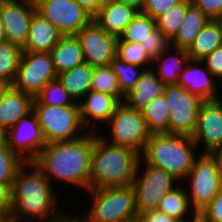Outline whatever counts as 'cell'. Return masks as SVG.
<instances>
[{
  "label": "cell",
  "instance_id": "6da1fadb",
  "mask_svg": "<svg viewBox=\"0 0 222 222\" xmlns=\"http://www.w3.org/2000/svg\"><path fill=\"white\" fill-rule=\"evenodd\" d=\"M94 142L95 132L88 131L73 141L46 144L33 162L52 184L56 179L87 192Z\"/></svg>",
  "mask_w": 222,
  "mask_h": 222
},
{
  "label": "cell",
  "instance_id": "7a4b0ae2",
  "mask_svg": "<svg viewBox=\"0 0 222 222\" xmlns=\"http://www.w3.org/2000/svg\"><path fill=\"white\" fill-rule=\"evenodd\" d=\"M52 186L34 162H25L12 185L14 222H53L65 215L59 211V198Z\"/></svg>",
  "mask_w": 222,
  "mask_h": 222
},
{
  "label": "cell",
  "instance_id": "3957f363",
  "mask_svg": "<svg viewBox=\"0 0 222 222\" xmlns=\"http://www.w3.org/2000/svg\"><path fill=\"white\" fill-rule=\"evenodd\" d=\"M140 153L126 146L114 145L95 133L90 168V189L131 185Z\"/></svg>",
  "mask_w": 222,
  "mask_h": 222
},
{
  "label": "cell",
  "instance_id": "277c9868",
  "mask_svg": "<svg viewBox=\"0 0 222 222\" xmlns=\"http://www.w3.org/2000/svg\"><path fill=\"white\" fill-rule=\"evenodd\" d=\"M197 150L191 136L151 134L140 157L152 166L165 169L182 182L193 167Z\"/></svg>",
  "mask_w": 222,
  "mask_h": 222
},
{
  "label": "cell",
  "instance_id": "5b68a950",
  "mask_svg": "<svg viewBox=\"0 0 222 222\" xmlns=\"http://www.w3.org/2000/svg\"><path fill=\"white\" fill-rule=\"evenodd\" d=\"M91 205L80 217L85 222H127L138 218L133 185L89 189ZM82 214V216H81Z\"/></svg>",
  "mask_w": 222,
  "mask_h": 222
},
{
  "label": "cell",
  "instance_id": "8992f818",
  "mask_svg": "<svg viewBox=\"0 0 222 222\" xmlns=\"http://www.w3.org/2000/svg\"><path fill=\"white\" fill-rule=\"evenodd\" d=\"M195 158L193 167L183 182L191 208L199 214L222 189V174L216 158L210 153H202Z\"/></svg>",
  "mask_w": 222,
  "mask_h": 222
},
{
  "label": "cell",
  "instance_id": "52a82bcc",
  "mask_svg": "<svg viewBox=\"0 0 222 222\" xmlns=\"http://www.w3.org/2000/svg\"><path fill=\"white\" fill-rule=\"evenodd\" d=\"M46 144L79 139L87 132L79 106L33 105Z\"/></svg>",
  "mask_w": 222,
  "mask_h": 222
},
{
  "label": "cell",
  "instance_id": "ba28073f",
  "mask_svg": "<svg viewBox=\"0 0 222 222\" xmlns=\"http://www.w3.org/2000/svg\"><path fill=\"white\" fill-rule=\"evenodd\" d=\"M140 168H143L144 172H141ZM179 183L181 182L171 173L148 164L140 157L132 182L138 215L146 211L157 210L164 195L172 191Z\"/></svg>",
  "mask_w": 222,
  "mask_h": 222
},
{
  "label": "cell",
  "instance_id": "9c48e42d",
  "mask_svg": "<svg viewBox=\"0 0 222 222\" xmlns=\"http://www.w3.org/2000/svg\"><path fill=\"white\" fill-rule=\"evenodd\" d=\"M107 126L111 131L108 137H112L109 139L106 135H100L104 140L114 145L129 147L140 154L151 136L142 111L131 109L123 102L109 119Z\"/></svg>",
  "mask_w": 222,
  "mask_h": 222
},
{
  "label": "cell",
  "instance_id": "30bf717a",
  "mask_svg": "<svg viewBox=\"0 0 222 222\" xmlns=\"http://www.w3.org/2000/svg\"><path fill=\"white\" fill-rule=\"evenodd\" d=\"M57 79L51 53L22 51L12 87L34 99L50 81Z\"/></svg>",
  "mask_w": 222,
  "mask_h": 222
},
{
  "label": "cell",
  "instance_id": "8fae6325",
  "mask_svg": "<svg viewBox=\"0 0 222 222\" xmlns=\"http://www.w3.org/2000/svg\"><path fill=\"white\" fill-rule=\"evenodd\" d=\"M163 95L170 111L169 134L192 136L203 100L177 84L166 85Z\"/></svg>",
  "mask_w": 222,
  "mask_h": 222
},
{
  "label": "cell",
  "instance_id": "7c38bea8",
  "mask_svg": "<svg viewBox=\"0 0 222 222\" xmlns=\"http://www.w3.org/2000/svg\"><path fill=\"white\" fill-rule=\"evenodd\" d=\"M36 12L63 35H76L93 21V16L74 0H34Z\"/></svg>",
  "mask_w": 222,
  "mask_h": 222
},
{
  "label": "cell",
  "instance_id": "4fadbf2b",
  "mask_svg": "<svg viewBox=\"0 0 222 222\" xmlns=\"http://www.w3.org/2000/svg\"><path fill=\"white\" fill-rule=\"evenodd\" d=\"M4 141L25 162H33L46 146L41 127L33 111L19 119L4 134Z\"/></svg>",
  "mask_w": 222,
  "mask_h": 222
},
{
  "label": "cell",
  "instance_id": "5bb4252c",
  "mask_svg": "<svg viewBox=\"0 0 222 222\" xmlns=\"http://www.w3.org/2000/svg\"><path fill=\"white\" fill-rule=\"evenodd\" d=\"M85 63L90 66H108L116 57L118 37L109 34L94 20L76 35Z\"/></svg>",
  "mask_w": 222,
  "mask_h": 222
},
{
  "label": "cell",
  "instance_id": "9a60e30c",
  "mask_svg": "<svg viewBox=\"0 0 222 222\" xmlns=\"http://www.w3.org/2000/svg\"><path fill=\"white\" fill-rule=\"evenodd\" d=\"M35 12L34 0H0V15L6 41L23 48L28 40L30 23Z\"/></svg>",
  "mask_w": 222,
  "mask_h": 222
},
{
  "label": "cell",
  "instance_id": "2e32d148",
  "mask_svg": "<svg viewBox=\"0 0 222 222\" xmlns=\"http://www.w3.org/2000/svg\"><path fill=\"white\" fill-rule=\"evenodd\" d=\"M191 138L203 153L212 154L222 147V100L203 101L198 110L195 131ZM204 143V144H203ZM199 145V146H198Z\"/></svg>",
  "mask_w": 222,
  "mask_h": 222
},
{
  "label": "cell",
  "instance_id": "e0dca14e",
  "mask_svg": "<svg viewBox=\"0 0 222 222\" xmlns=\"http://www.w3.org/2000/svg\"><path fill=\"white\" fill-rule=\"evenodd\" d=\"M120 104L121 102L115 96L90 90L78 101L82 125L86 131L97 133L99 128L97 123L106 125Z\"/></svg>",
  "mask_w": 222,
  "mask_h": 222
},
{
  "label": "cell",
  "instance_id": "ac0fdd59",
  "mask_svg": "<svg viewBox=\"0 0 222 222\" xmlns=\"http://www.w3.org/2000/svg\"><path fill=\"white\" fill-rule=\"evenodd\" d=\"M201 60H189L184 70L180 73L177 85H180L191 94L198 96L203 101L220 99L215 82V77L206 68ZM215 79V80H214ZM218 90V91H217Z\"/></svg>",
  "mask_w": 222,
  "mask_h": 222
},
{
  "label": "cell",
  "instance_id": "d6986e66",
  "mask_svg": "<svg viewBox=\"0 0 222 222\" xmlns=\"http://www.w3.org/2000/svg\"><path fill=\"white\" fill-rule=\"evenodd\" d=\"M166 85L157 77L154 68H145L134 88L125 95L129 108L142 111L156 97L163 95Z\"/></svg>",
  "mask_w": 222,
  "mask_h": 222
},
{
  "label": "cell",
  "instance_id": "ffe728a7",
  "mask_svg": "<svg viewBox=\"0 0 222 222\" xmlns=\"http://www.w3.org/2000/svg\"><path fill=\"white\" fill-rule=\"evenodd\" d=\"M138 12L135 8L116 0H107L93 20L109 34L120 37Z\"/></svg>",
  "mask_w": 222,
  "mask_h": 222
},
{
  "label": "cell",
  "instance_id": "44dd1931",
  "mask_svg": "<svg viewBox=\"0 0 222 222\" xmlns=\"http://www.w3.org/2000/svg\"><path fill=\"white\" fill-rule=\"evenodd\" d=\"M34 98L11 87L0 103V130L5 134L19 119L33 111Z\"/></svg>",
  "mask_w": 222,
  "mask_h": 222
},
{
  "label": "cell",
  "instance_id": "7402d4cb",
  "mask_svg": "<svg viewBox=\"0 0 222 222\" xmlns=\"http://www.w3.org/2000/svg\"><path fill=\"white\" fill-rule=\"evenodd\" d=\"M62 36L51 22L35 12L30 23L28 40L22 50L50 53Z\"/></svg>",
  "mask_w": 222,
  "mask_h": 222
},
{
  "label": "cell",
  "instance_id": "603a6c76",
  "mask_svg": "<svg viewBox=\"0 0 222 222\" xmlns=\"http://www.w3.org/2000/svg\"><path fill=\"white\" fill-rule=\"evenodd\" d=\"M172 50L175 54L171 52ZM189 60L185 49L170 45L163 53L153 59L152 65L157 64V68L154 70L158 72H156L157 77L165 85H173L177 84L179 75Z\"/></svg>",
  "mask_w": 222,
  "mask_h": 222
},
{
  "label": "cell",
  "instance_id": "cb8c5ba5",
  "mask_svg": "<svg viewBox=\"0 0 222 222\" xmlns=\"http://www.w3.org/2000/svg\"><path fill=\"white\" fill-rule=\"evenodd\" d=\"M50 53L57 75L85 62L80 42L75 35L62 36Z\"/></svg>",
  "mask_w": 222,
  "mask_h": 222
},
{
  "label": "cell",
  "instance_id": "d4e9b609",
  "mask_svg": "<svg viewBox=\"0 0 222 222\" xmlns=\"http://www.w3.org/2000/svg\"><path fill=\"white\" fill-rule=\"evenodd\" d=\"M210 20L199 8L191 3L187 7L178 32L170 40V45L187 50Z\"/></svg>",
  "mask_w": 222,
  "mask_h": 222
},
{
  "label": "cell",
  "instance_id": "484cf974",
  "mask_svg": "<svg viewBox=\"0 0 222 222\" xmlns=\"http://www.w3.org/2000/svg\"><path fill=\"white\" fill-rule=\"evenodd\" d=\"M222 46V25L210 20L186 50L191 60H203L216 48Z\"/></svg>",
  "mask_w": 222,
  "mask_h": 222
},
{
  "label": "cell",
  "instance_id": "4316f807",
  "mask_svg": "<svg viewBox=\"0 0 222 222\" xmlns=\"http://www.w3.org/2000/svg\"><path fill=\"white\" fill-rule=\"evenodd\" d=\"M93 66L83 63L71 70L62 72L57 78L76 102L80 101L91 90Z\"/></svg>",
  "mask_w": 222,
  "mask_h": 222
},
{
  "label": "cell",
  "instance_id": "83f0119b",
  "mask_svg": "<svg viewBox=\"0 0 222 222\" xmlns=\"http://www.w3.org/2000/svg\"><path fill=\"white\" fill-rule=\"evenodd\" d=\"M182 184L183 182L176 186L172 191L166 193L160 200V204L157 208L158 211L163 212L178 221H185L188 220V218L191 219V216L196 215V212H194L190 206L186 188L185 186L182 187Z\"/></svg>",
  "mask_w": 222,
  "mask_h": 222
},
{
  "label": "cell",
  "instance_id": "f1b7e54d",
  "mask_svg": "<svg viewBox=\"0 0 222 222\" xmlns=\"http://www.w3.org/2000/svg\"><path fill=\"white\" fill-rule=\"evenodd\" d=\"M169 107L164 95L153 99L143 110L151 134L169 133Z\"/></svg>",
  "mask_w": 222,
  "mask_h": 222
},
{
  "label": "cell",
  "instance_id": "f546056e",
  "mask_svg": "<svg viewBox=\"0 0 222 222\" xmlns=\"http://www.w3.org/2000/svg\"><path fill=\"white\" fill-rule=\"evenodd\" d=\"M91 90L115 96L121 103L125 96L121 93L117 76L110 65L94 66L91 78Z\"/></svg>",
  "mask_w": 222,
  "mask_h": 222
},
{
  "label": "cell",
  "instance_id": "4dcf8cb0",
  "mask_svg": "<svg viewBox=\"0 0 222 222\" xmlns=\"http://www.w3.org/2000/svg\"><path fill=\"white\" fill-rule=\"evenodd\" d=\"M22 51L20 46L8 41L0 43V81L13 84Z\"/></svg>",
  "mask_w": 222,
  "mask_h": 222
},
{
  "label": "cell",
  "instance_id": "1f68e13d",
  "mask_svg": "<svg viewBox=\"0 0 222 222\" xmlns=\"http://www.w3.org/2000/svg\"><path fill=\"white\" fill-rule=\"evenodd\" d=\"M33 105L79 106L58 78L42 88Z\"/></svg>",
  "mask_w": 222,
  "mask_h": 222
},
{
  "label": "cell",
  "instance_id": "d6a6232c",
  "mask_svg": "<svg viewBox=\"0 0 222 222\" xmlns=\"http://www.w3.org/2000/svg\"><path fill=\"white\" fill-rule=\"evenodd\" d=\"M191 4L190 0H182L173 5L163 14L155 19L156 27L171 40L178 32L186 14L187 7Z\"/></svg>",
  "mask_w": 222,
  "mask_h": 222
},
{
  "label": "cell",
  "instance_id": "836d02e7",
  "mask_svg": "<svg viewBox=\"0 0 222 222\" xmlns=\"http://www.w3.org/2000/svg\"><path fill=\"white\" fill-rule=\"evenodd\" d=\"M155 28V19L150 15L138 12L126 26L124 32L118 37L117 41H129L132 43L143 42L149 36V32Z\"/></svg>",
  "mask_w": 222,
  "mask_h": 222
},
{
  "label": "cell",
  "instance_id": "e575fe53",
  "mask_svg": "<svg viewBox=\"0 0 222 222\" xmlns=\"http://www.w3.org/2000/svg\"><path fill=\"white\" fill-rule=\"evenodd\" d=\"M110 66L117 76L120 91L124 96L134 88L145 69L135 64L126 63L117 56L111 61Z\"/></svg>",
  "mask_w": 222,
  "mask_h": 222
},
{
  "label": "cell",
  "instance_id": "d590c367",
  "mask_svg": "<svg viewBox=\"0 0 222 222\" xmlns=\"http://www.w3.org/2000/svg\"><path fill=\"white\" fill-rule=\"evenodd\" d=\"M25 161L15 154L5 141L0 143V184H13Z\"/></svg>",
  "mask_w": 222,
  "mask_h": 222
},
{
  "label": "cell",
  "instance_id": "8d00e7d4",
  "mask_svg": "<svg viewBox=\"0 0 222 222\" xmlns=\"http://www.w3.org/2000/svg\"><path fill=\"white\" fill-rule=\"evenodd\" d=\"M116 56L126 63L135 64L141 67L146 66L145 68H150L153 64V59L140 43L117 41Z\"/></svg>",
  "mask_w": 222,
  "mask_h": 222
},
{
  "label": "cell",
  "instance_id": "74e56055",
  "mask_svg": "<svg viewBox=\"0 0 222 222\" xmlns=\"http://www.w3.org/2000/svg\"><path fill=\"white\" fill-rule=\"evenodd\" d=\"M139 43L152 59L158 57L170 46V40L157 27L149 32V36L143 42Z\"/></svg>",
  "mask_w": 222,
  "mask_h": 222
},
{
  "label": "cell",
  "instance_id": "f35d334b",
  "mask_svg": "<svg viewBox=\"0 0 222 222\" xmlns=\"http://www.w3.org/2000/svg\"><path fill=\"white\" fill-rule=\"evenodd\" d=\"M202 222H222V189L199 213Z\"/></svg>",
  "mask_w": 222,
  "mask_h": 222
},
{
  "label": "cell",
  "instance_id": "ab89813d",
  "mask_svg": "<svg viewBox=\"0 0 222 222\" xmlns=\"http://www.w3.org/2000/svg\"><path fill=\"white\" fill-rule=\"evenodd\" d=\"M182 0H145L142 13L150 15L153 19L163 14L173 5Z\"/></svg>",
  "mask_w": 222,
  "mask_h": 222
},
{
  "label": "cell",
  "instance_id": "60d3db41",
  "mask_svg": "<svg viewBox=\"0 0 222 222\" xmlns=\"http://www.w3.org/2000/svg\"><path fill=\"white\" fill-rule=\"evenodd\" d=\"M211 20H218L222 15V0H190Z\"/></svg>",
  "mask_w": 222,
  "mask_h": 222
},
{
  "label": "cell",
  "instance_id": "b9f144b4",
  "mask_svg": "<svg viewBox=\"0 0 222 222\" xmlns=\"http://www.w3.org/2000/svg\"><path fill=\"white\" fill-rule=\"evenodd\" d=\"M202 61L218 82L220 79L222 81V46L216 48Z\"/></svg>",
  "mask_w": 222,
  "mask_h": 222
},
{
  "label": "cell",
  "instance_id": "7bdbcfd3",
  "mask_svg": "<svg viewBox=\"0 0 222 222\" xmlns=\"http://www.w3.org/2000/svg\"><path fill=\"white\" fill-rule=\"evenodd\" d=\"M12 185L13 184H0V216L11 215Z\"/></svg>",
  "mask_w": 222,
  "mask_h": 222
},
{
  "label": "cell",
  "instance_id": "ee69618b",
  "mask_svg": "<svg viewBox=\"0 0 222 222\" xmlns=\"http://www.w3.org/2000/svg\"><path fill=\"white\" fill-rule=\"evenodd\" d=\"M140 222H179L173 217L158 210L146 211L138 215Z\"/></svg>",
  "mask_w": 222,
  "mask_h": 222
},
{
  "label": "cell",
  "instance_id": "f6af8a7d",
  "mask_svg": "<svg viewBox=\"0 0 222 222\" xmlns=\"http://www.w3.org/2000/svg\"><path fill=\"white\" fill-rule=\"evenodd\" d=\"M74 1L94 17L107 0H74Z\"/></svg>",
  "mask_w": 222,
  "mask_h": 222
},
{
  "label": "cell",
  "instance_id": "bcb514c9",
  "mask_svg": "<svg viewBox=\"0 0 222 222\" xmlns=\"http://www.w3.org/2000/svg\"><path fill=\"white\" fill-rule=\"evenodd\" d=\"M116 1L131 6L136 10H138L139 12L142 11L145 2V0H116Z\"/></svg>",
  "mask_w": 222,
  "mask_h": 222
},
{
  "label": "cell",
  "instance_id": "7dc6e473",
  "mask_svg": "<svg viewBox=\"0 0 222 222\" xmlns=\"http://www.w3.org/2000/svg\"><path fill=\"white\" fill-rule=\"evenodd\" d=\"M53 222H85L81 217L80 215L77 214V216H73V213L72 215L68 216L67 213H65V215H63L61 218L53 221Z\"/></svg>",
  "mask_w": 222,
  "mask_h": 222
},
{
  "label": "cell",
  "instance_id": "c3c4849f",
  "mask_svg": "<svg viewBox=\"0 0 222 222\" xmlns=\"http://www.w3.org/2000/svg\"><path fill=\"white\" fill-rule=\"evenodd\" d=\"M12 87V85L5 83L3 81H0V103L3 100L5 94L7 91Z\"/></svg>",
  "mask_w": 222,
  "mask_h": 222
},
{
  "label": "cell",
  "instance_id": "681fc988",
  "mask_svg": "<svg viewBox=\"0 0 222 222\" xmlns=\"http://www.w3.org/2000/svg\"><path fill=\"white\" fill-rule=\"evenodd\" d=\"M212 155L216 158L217 160V163H218V167L221 171V174H222V147L216 149Z\"/></svg>",
  "mask_w": 222,
  "mask_h": 222
},
{
  "label": "cell",
  "instance_id": "f907efd6",
  "mask_svg": "<svg viewBox=\"0 0 222 222\" xmlns=\"http://www.w3.org/2000/svg\"><path fill=\"white\" fill-rule=\"evenodd\" d=\"M6 41V35L4 32V27H3V23H2V18L0 15V43Z\"/></svg>",
  "mask_w": 222,
  "mask_h": 222
},
{
  "label": "cell",
  "instance_id": "816d5d0a",
  "mask_svg": "<svg viewBox=\"0 0 222 222\" xmlns=\"http://www.w3.org/2000/svg\"><path fill=\"white\" fill-rule=\"evenodd\" d=\"M179 222H202L199 214H196L195 216H192V219H188L185 221H179Z\"/></svg>",
  "mask_w": 222,
  "mask_h": 222
},
{
  "label": "cell",
  "instance_id": "f5cc1de1",
  "mask_svg": "<svg viewBox=\"0 0 222 222\" xmlns=\"http://www.w3.org/2000/svg\"><path fill=\"white\" fill-rule=\"evenodd\" d=\"M4 141V133L0 130V143Z\"/></svg>",
  "mask_w": 222,
  "mask_h": 222
},
{
  "label": "cell",
  "instance_id": "db71d44e",
  "mask_svg": "<svg viewBox=\"0 0 222 222\" xmlns=\"http://www.w3.org/2000/svg\"><path fill=\"white\" fill-rule=\"evenodd\" d=\"M127 222H140V220L138 218H135V219L127 221Z\"/></svg>",
  "mask_w": 222,
  "mask_h": 222
},
{
  "label": "cell",
  "instance_id": "11a10c76",
  "mask_svg": "<svg viewBox=\"0 0 222 222\" xmlns=\"http://www.w3.org/2000/svg\"><path fill=\"white\" fill-rule=\"evenodd\" d=\"M221 85H222V84H221ZM220 88L222 89V86H221ZM220 91H221V92H220ZM220 91H219V94H220L219 96H220V99L222 100V90H220Z\"/></svg>",
  "mask_w": 222,
  "mask_h": 222
},
{
  "label": "cell",
  "instance_id": "9f6ffc18",
  "mask_svg": "<svg viewBox=\"0 0 222 222\" xmlns=\"http://www.w3.org/2000/svg\"><path fill=\"white\" fill-rule=\"evenodd\" d=\"M218 21L221 23V25H222V15H221V17L218 19Z\"/></svg>",
  "mask_w": 222,
  "mask_h": 222
}]
</instances>
